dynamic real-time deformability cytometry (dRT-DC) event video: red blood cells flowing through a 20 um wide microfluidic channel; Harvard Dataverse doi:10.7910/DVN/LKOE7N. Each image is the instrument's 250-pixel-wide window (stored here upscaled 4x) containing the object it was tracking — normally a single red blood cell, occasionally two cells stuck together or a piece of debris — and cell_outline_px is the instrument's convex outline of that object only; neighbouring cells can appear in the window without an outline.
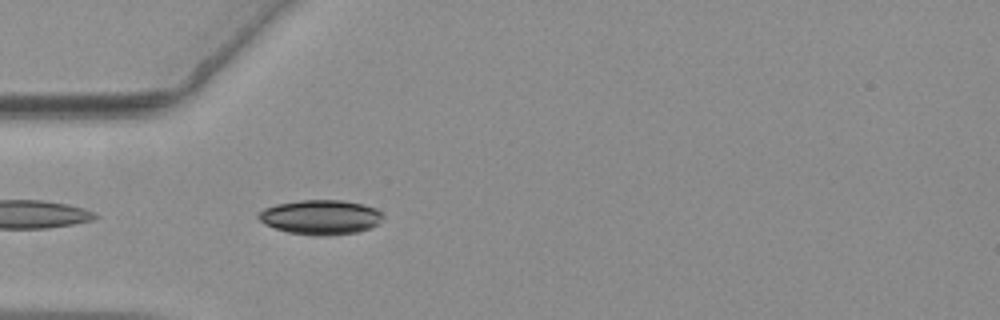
{"species": "common noctule bat (a hibernating species)", "species_latin": "Nyctalus noctula", "temperature_condition": "warm", "stored_images_in_passage": 9, "camera_frame_rate_fps": 3000, "um_per_image_px": 0.085, "animal": {"sex": "female", "body_mass_g": 19.3, "forearm_length_mm": 54.1}, "frame": {"image": 1, "passage_image": 2, "time_ms": 0.333, "image_size_px": [1000, 320], "cell_outline_px": [[384, 216], [376, 224], [368, 228], [356, 232], [328, 236], [316, 236], [288, 232], [264, 224], [256, 216], [264, 208], [276, 204], [300, 200], [344, 200], [364, 204], [376, 208]], "centroid_in_image_um": [27.24, 18.45], "position_along_channel_um": 57.8, "area_um2": 25.09}}
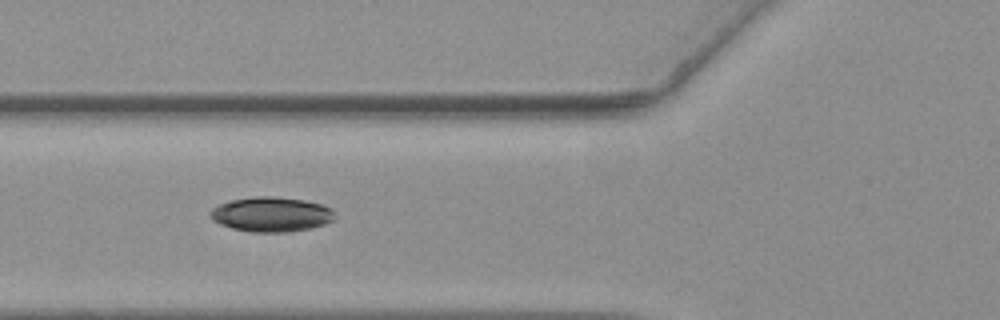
{"frame": {"image": 2, "passage_image": 6, "time_ms": 1.667, "image_size_px": [1000, 320], "cell_outline_px": [[336, 216], [332, 220], [324, 224], [308, 228], [288, 232], [252, 232], [232, 228], [220, 224], [212, 220], [208, 212], [212, 208], [220, 204], [232, 200], [256, 196], [272, 196], [304, 200], [320, 204], [332, 208], [336, 212]], "centroid_in_image_um": [23.05, 18.22], "position_along_channel_um": 102.7, "area_um2": 25.2}}